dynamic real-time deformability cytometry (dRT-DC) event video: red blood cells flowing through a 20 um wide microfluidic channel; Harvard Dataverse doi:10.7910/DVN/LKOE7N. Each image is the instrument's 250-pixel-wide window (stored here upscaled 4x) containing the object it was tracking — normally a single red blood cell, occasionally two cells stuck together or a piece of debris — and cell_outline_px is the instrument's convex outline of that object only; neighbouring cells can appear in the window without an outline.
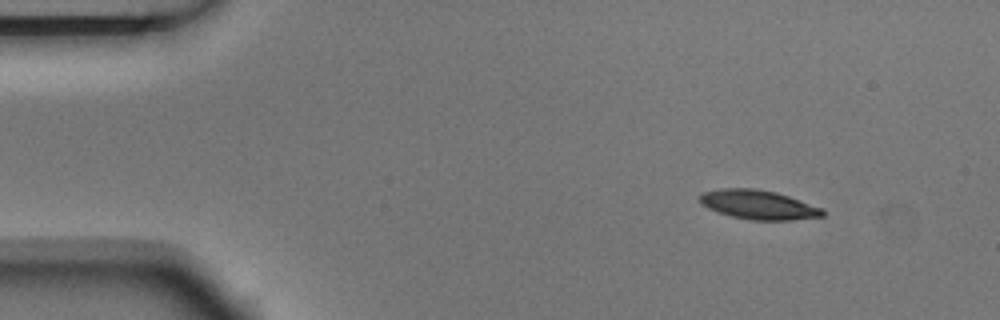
{"species": "Egyptian fruit bat (a non-hibernating species)", "species_latin": "Rousettus aegyptiacus", "temperature_condition": "room temperature", "stored_images_in_passage": 6, "camera_frame_rate_fps": 3000, "um_per_image_px": 0.085, "animal": {"sex": "male"}, "frame": {"image": 1, "passage_image": 6, "time_ms": 1.667, "image_size_px": [1000, 320], "cell_outline_px": [[824, 216], [792, 220], [752, 220], [732, 216], [716, 212], [708, 208], [700, 200], [700, 196], [704, 192], [720, 188], [756, 188], [776, 192], [824, 208]], "centroid_in_image_um": [64.5, 17.4], "position_along_channel_um": 20.5, "area_um2": 20.87}}